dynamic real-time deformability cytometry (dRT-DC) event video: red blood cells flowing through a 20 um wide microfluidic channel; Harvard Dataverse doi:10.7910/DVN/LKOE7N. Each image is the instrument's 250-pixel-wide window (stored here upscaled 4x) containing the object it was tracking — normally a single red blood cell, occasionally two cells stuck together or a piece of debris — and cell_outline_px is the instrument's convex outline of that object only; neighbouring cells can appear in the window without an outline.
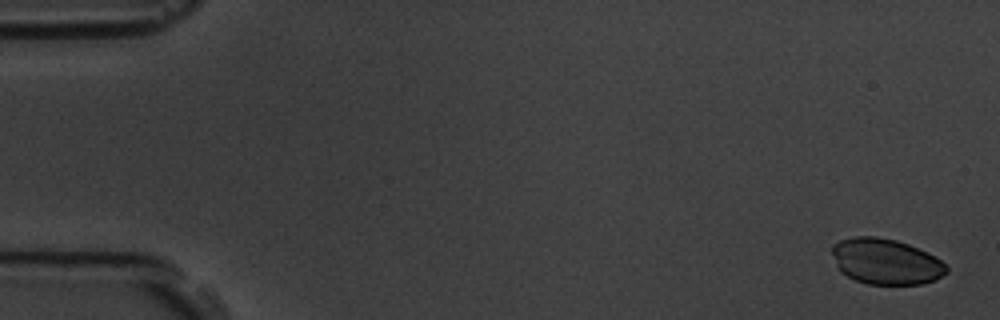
{"species": "common noctule bat (a hibernating species)", "species_latin": "Nyctalus noctula", "temperature_condition": "room temperature", "stored_images_in_passage": 4, "camera_frame_rate_fps": 3000, "um_per_image_px": 0.085, "animal": {"sex": "male", "body_mass_g": 19.5, "forearm_length_mm": 54.6}, "frame": {"image": 1, "passage_image": 1, "time_ms": 0.0, "image_size_px": [1000, 320], "cell_outline_px": [[948, 272], [936, 280], [920, 284], [868, 284], [856, 280], [840, 272], [836, 264], [832, 252], [832, 244], [840, 240], [852, 236], [876, 236], [896, 240], [908, 244], [928, 252], [940, 260], [948, 268]], "centroid_in_image_um": [75.29, 22.22], "position_along_channel_um": 9.7, "area_um2": 30.58}}